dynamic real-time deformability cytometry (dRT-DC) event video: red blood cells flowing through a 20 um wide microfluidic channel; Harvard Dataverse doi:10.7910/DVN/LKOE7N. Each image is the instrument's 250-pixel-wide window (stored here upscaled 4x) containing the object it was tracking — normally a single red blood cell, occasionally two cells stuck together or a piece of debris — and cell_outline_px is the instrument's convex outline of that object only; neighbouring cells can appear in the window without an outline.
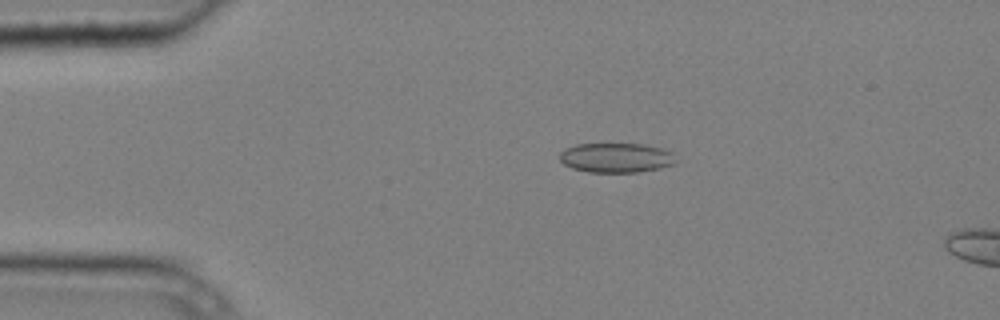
{"species": "common noctule bat (a hibernating species)", "species_latin": "Nyctalus noctula", "temperature_condition": "cold", "stored_images_in_passage": 5, "camera_frame_rate_fps": 3000, "um_per_image_px": 0.085, "animal": {"sex": "male", "body_mass_g": 20.4}, "frame": {"image": 1, "passage_image": 3, "time_ms": 0.667, "image_size_px": [1000, 320], "cell_outline_px": [[672, 164], [660, 168], [640, 172], [588, 172], [572, 168], [564, 164], [560, 160], [560, 152], [564, 148], [576, 144], [644, 144], [660, 148], [672, 152]], "centroid_in_image_um": [52.3, 13.4], "position_along_channel_um": 32.7, "area_um2": 19.88}}